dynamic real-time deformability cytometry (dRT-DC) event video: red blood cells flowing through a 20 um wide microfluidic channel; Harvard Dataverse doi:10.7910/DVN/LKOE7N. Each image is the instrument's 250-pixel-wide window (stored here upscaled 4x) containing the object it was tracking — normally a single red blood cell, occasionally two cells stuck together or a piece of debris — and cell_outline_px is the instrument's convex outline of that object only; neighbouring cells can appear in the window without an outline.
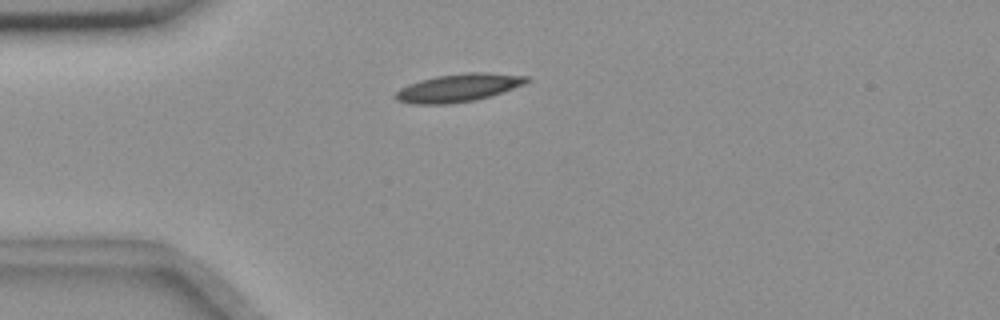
{"species": "common noctule bat (a hibernating species)", "species_latin": "Nyctalus noctula", "temperature_condition": "room temperature", "stored_images_in_passage": 34, "camera_frame_rate_fps": 3000, "um_per_image_px": 0.085, "animal": {"sex": "female", "body_mass_g": 18.4}, "frame": {"image": 1, "passage_image": 1, "time_ms": 0.0, "image_size_px": [1000, 320], "cell_outline_px": [[532, 80], [524, 84], [476, 100], [448, 104], [412, 104], [396, 100], [392, 96], [400, 88], [408, 84], [420, 80], [436, 76], [464, 72], [488, 72], [528, 76]], "centroid_in_image_um": [38.93, 7.45], "position_along_channel_um": 46.1, "area_um2": 21.44}}
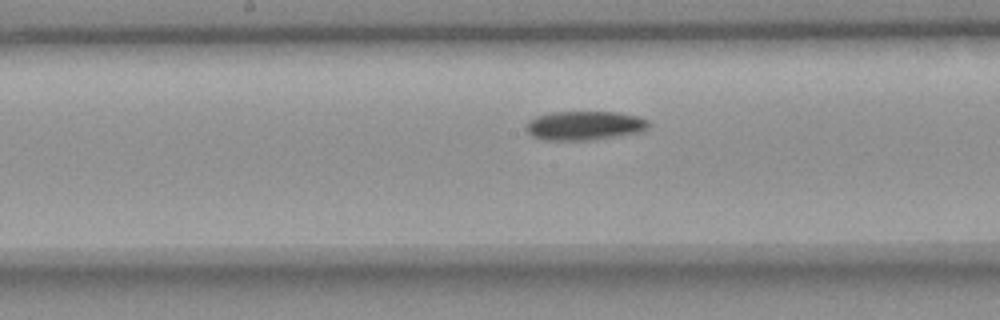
{"frame": {"image": 2, "passage_image": 15, "time_ms": 4.667, "image_size_px": [1000, 320], "cell_outline_px": [[648, 128], [640, 132], [592, 140], [544, 140], [532, 136], [524, 128], [528, 120], [536, 116], [552, 112], [616, 112], [640, 116], [648, 120]], "centroid_in_image_um": [49.66, 10.67], "position_along_channel_um": 198.5, "area_um2": 20.87}}
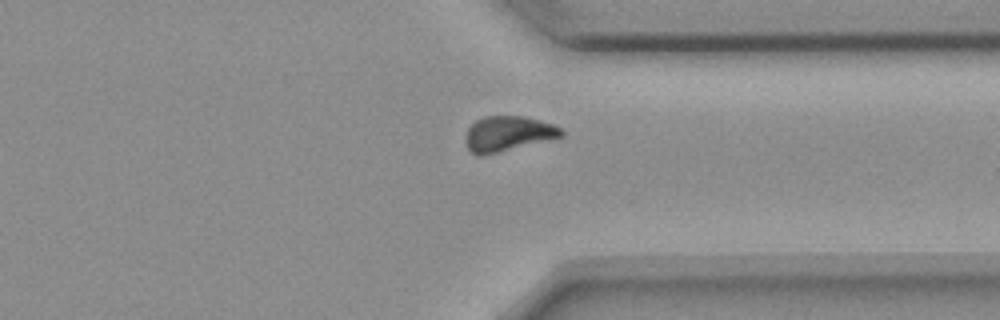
{"frame": {"image": 3, "passage_image": 29, "time_ms": 9.333, "image_size_px": [1000, 320], "cell_outline_px": [[564, 136], [480, 156], [476, 156], [468, 148], [464, 140], [464, 136], [468, 128], [476, 120], [484, 116], [524, 116], [540, 120], [552, 124], [560, 128], [564, 132]], "centroid_in_image_um": [43.14, 11.35], "position_along_channel_um": 368.3, "area_um2": 19.48}, "authors_computed_cell_mechanics": {"area_um2": 20.4034, "velocity_mm_per_s": 3.6467, "shape_relaxation_time_tau1_ms": 5.6586, "shape_relaxation_time_tau2_ms": null, "deformation_change_tau1": 0.1336, "deformation_change_tau2": null}}